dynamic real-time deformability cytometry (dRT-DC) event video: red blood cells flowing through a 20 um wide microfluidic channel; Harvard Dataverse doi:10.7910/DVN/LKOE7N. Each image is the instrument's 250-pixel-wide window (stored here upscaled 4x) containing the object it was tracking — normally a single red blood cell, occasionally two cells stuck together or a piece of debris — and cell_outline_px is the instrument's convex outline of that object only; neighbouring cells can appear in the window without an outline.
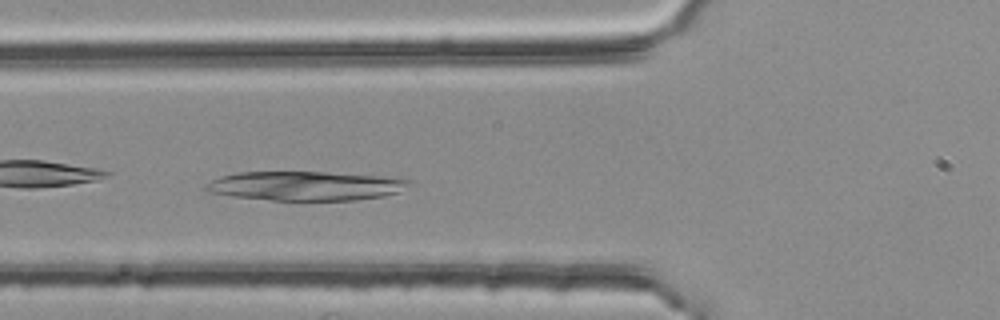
{"species": "common noctule bat (a hibernating species)", "species_latin": "Nyctalus noctula", "temperature_condition": "room temperature", "stored_images_in_passage": 17, "camera_frame_rate_fps": 3000, "um_per_image_px": 0.085, "animal": {"sex": "female", "body_mass_g": 25.1}, "frame": {"image": 1, "passage_image": 15, "time_ms": 4.667, "image_size_px": [1000, 320], "cell_outline_px": [[412, 184], [400, 192], [384, 196], [356, 200], [272, 200], [232, 196], [208, 192], [204, 188], [204, 184], [220, 176], [236, 172], [324, 172], [380, 176], [412, 180]], "centroid_in_image_um": [25.96, 15.8], "position_along_channel_um": 99.8, "area_um2": 34.68}}